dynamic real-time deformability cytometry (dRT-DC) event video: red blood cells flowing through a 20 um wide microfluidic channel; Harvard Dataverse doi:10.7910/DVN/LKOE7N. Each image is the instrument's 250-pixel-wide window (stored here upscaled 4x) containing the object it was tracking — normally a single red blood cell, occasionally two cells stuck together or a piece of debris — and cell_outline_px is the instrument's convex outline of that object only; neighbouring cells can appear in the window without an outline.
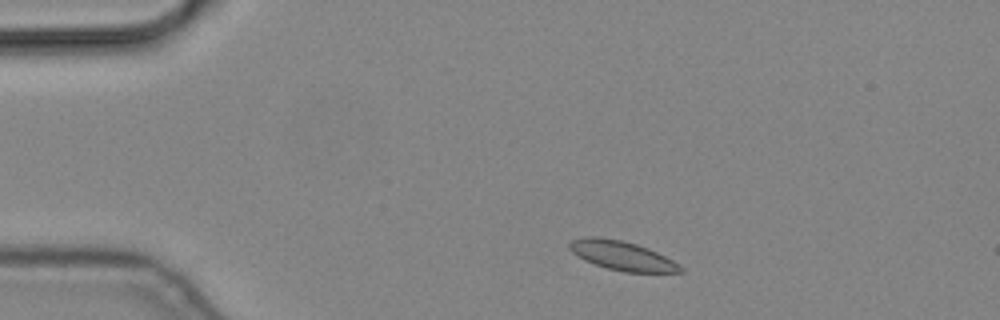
{"species": "common noctule bat (a hibernating species)", "species_latin": "Nyctalus noctula", "temperature_condition": "cold", "stored_images_in_passage": 4, "camera_frame_rate_fps": 3000, "um_per_image_px": 0.085, "animal": {"sex": "male", "body_mass_g": 19.2, "forearm_length_mm": 51.8}, "frame": {"image": 1, "passage_image": 1, "time_ms": 0.0, "image_size_px": [1000, 320], "cell_outline_px": [[684, 272], [624, 272], [608, 268], [584, 260], [572, 252], [568, 248], [568, 244], [572, 240], [584, 236], [596, 236], [620, 240], [636, 244], [648, 248], [672, 260], [684, 268]], "centroid_in_image_um": [52.85, 21.72], "position_along_channel_um": 32.2, "area_um2": 18.73}}
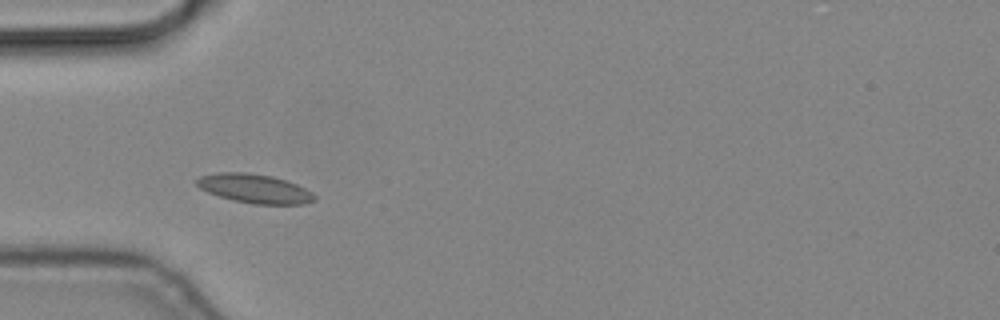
{"frame": {"image": 2, "passage_image": 3, "time_ms": 0.667, "image_size_px": [1000, 320], "cell_outline_px": [[316, 200], [304, 204], [256, 204], [232, 200], [208, 192], [200, 188], [196, 184], [196, 180], [200, 176], [216, 172], [248, 172], [272, 176], [296, 184], [312, 192], [316, 196]], "centroid_in_image_um": [21.64, 16.02], "position_along_channel_um": 63.4, "area_um2": 19.88}}
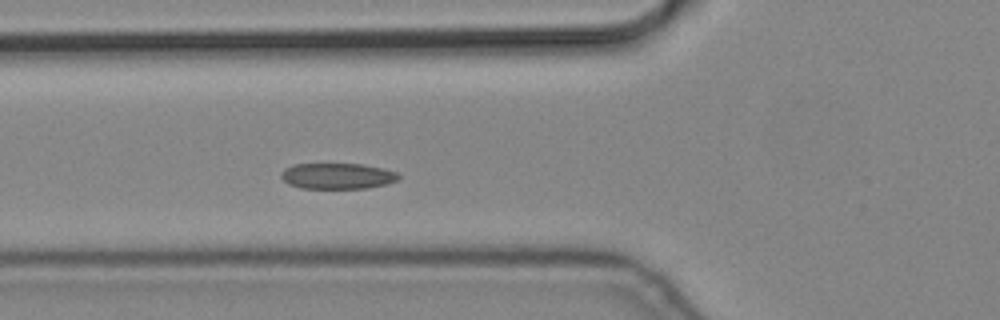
{"frame": {"image": 3, "passage_image": 4, "time_ms": 1.0, "image_size_px": [1000, 320], "cell_outline_px": [[400, 176], [396, 180], [388, 184], [368, 188], [300, 188], [288, 184], [280, 176], [280, 172], [284, 168], [292, 164], [364, 164], [384, 168], [396, 172]], "centroid_in_image_um": [28.66, 14.95], "position_along_channel_um": 97.1, "area_um2": 17.86}}